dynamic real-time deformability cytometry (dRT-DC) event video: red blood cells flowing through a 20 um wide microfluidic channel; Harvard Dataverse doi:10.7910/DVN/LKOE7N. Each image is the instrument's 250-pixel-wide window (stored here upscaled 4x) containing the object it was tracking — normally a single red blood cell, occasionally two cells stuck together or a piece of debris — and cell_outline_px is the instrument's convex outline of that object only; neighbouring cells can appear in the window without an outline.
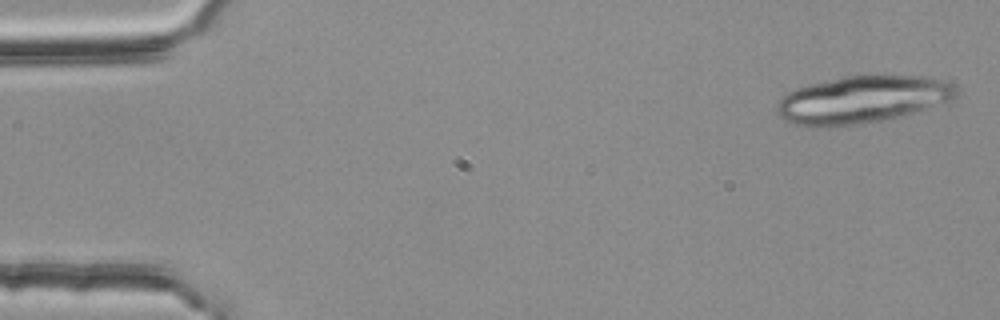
{"species": "common noctule bat (a hibernating species)", "species_latin": "Nyctalus noctula", "temperature_condition": "room temperature", "stored_images_in_passage": 5, "segment_of_instrument_passage": [1, 2], "camera_frame_rate_fps": 3000, "um_per_image_px": 0.085, "animal": {"sex": "female", "body_mass_g": 25.1}, "frame": {"image": 1, "passage_image": 1, "time_ms": 0.0, "image_size_px": [1000, 320], "cell_outline_px": [[956, 96], [952, 100], [904, 116], [888, 120], [828, 128], [812, 128], [796, 124], [784, 120], [776, 112], [776, 104], [788, 92], [796, 88], [808, 84], [868, 72], [924, 76], [944, 80], [952, 84], [956, 88]], "centroid_in_image_um": [73.3, 8.45], "position_along_channel_um": 11.7, "area_um2": 50.92}}